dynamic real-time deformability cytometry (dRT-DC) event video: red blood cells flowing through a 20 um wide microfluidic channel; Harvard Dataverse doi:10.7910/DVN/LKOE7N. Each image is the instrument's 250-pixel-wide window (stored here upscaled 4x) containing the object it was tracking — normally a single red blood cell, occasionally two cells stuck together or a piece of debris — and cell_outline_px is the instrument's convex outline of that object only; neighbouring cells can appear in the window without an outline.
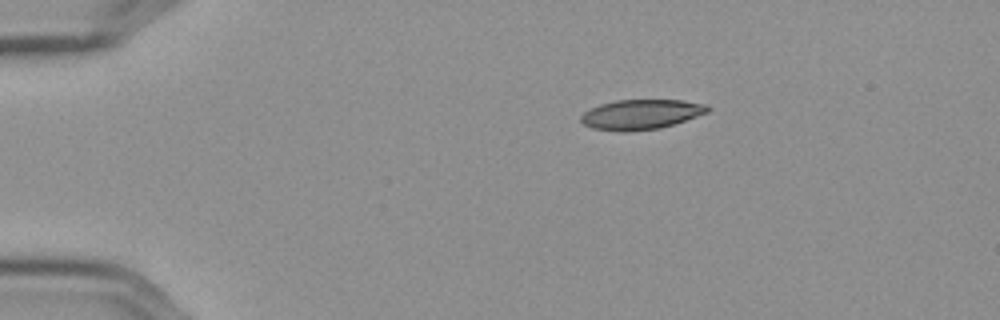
{"species": "Egyptian fruit bat (a non-hibernating species)", "species_latin": "Rousettus aegyptiacus", "temperature_condition": "cold", "stored_images_in_passage": 47, "camera_frame_rate_fps": 3000, "um_per_image_px": 0.085, "frame": {"image": 1, "passage_image": 1, "time_ms": 0.0, "image_size_px": [1000, 320], "cell_outline_px": [[712, 108], [708, 112], [660, 128], [592, 128], [584, 124], [580, 120], [580, 116], [584, 112], [600, 104], [616, 100], [680, 100], [708, 104]], "centroid_in_image_um": [54.55, 9.66], "position_along_channel_um": 30.5, "area_um2": 20.98}}
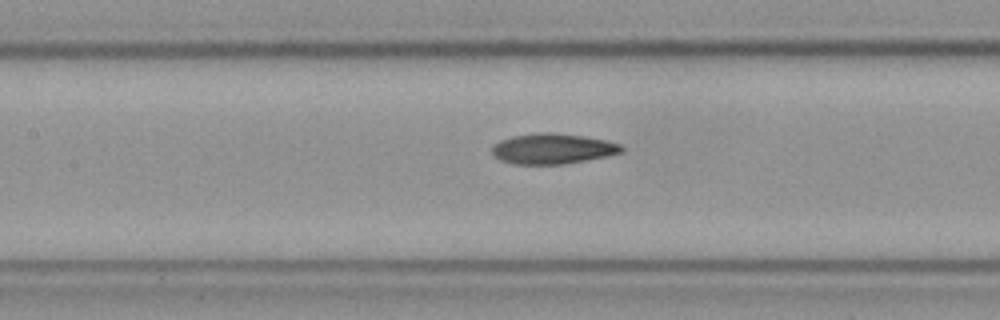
{"frame": {"image": 2, "passage_image": 17, "time_ms": 5.333, "image_size_px": [1000, 320], "cell_outline_px": [[624, 152], [608, 156], [588, 160], [564, 164], [512, 164], [500, 160], [492, 152], [492, 144], [500, 140], [512, 136], [536, 132], [552, 132], [584, 136], [608, 140], [620, 144], [624, 148]], "centroid_in_image_um": [47.0, 12.63], "position_along_channel_um": 160.4, "area_um2": 23.29}}
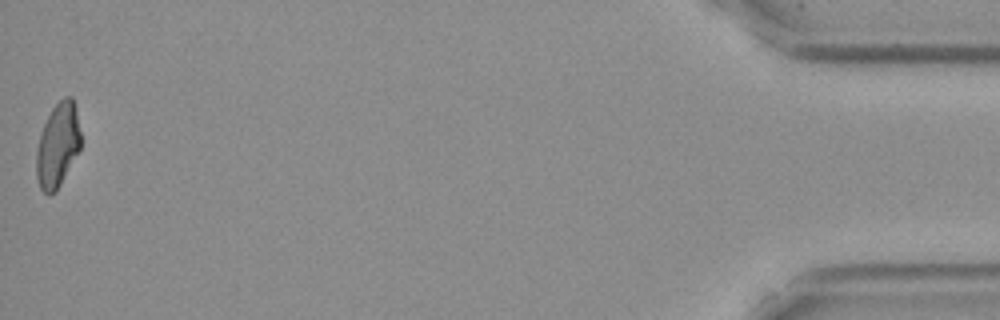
{"frame": {"image": 3, "passage_image": 47, "time_ms": 15.333, "image_size_px": [1000, 320], "cell_outline_px": [[80, 148], [56, 192], [48, 196], [40, 188], [36, 176], [36, 152], [40, 132], [52, 108], [64, 96], [72, 96], [76, 108], [80, 132]], "centroid_in_image_um": [4.89, 12.34], "position_along_channel_um": 430.3, "area_um2": 21.73}, "authors_computed_cell_mechanics": {"area_um2": 22.6576, "velocity_mm_per_s": 3.5874, "shape_relaxation_time_tau1_ms": null, "shape_relaxation_time_tau2_ms": 5.0137, "deformation_change_tau1": null, "deformation_change_tau2": 0.1222}}